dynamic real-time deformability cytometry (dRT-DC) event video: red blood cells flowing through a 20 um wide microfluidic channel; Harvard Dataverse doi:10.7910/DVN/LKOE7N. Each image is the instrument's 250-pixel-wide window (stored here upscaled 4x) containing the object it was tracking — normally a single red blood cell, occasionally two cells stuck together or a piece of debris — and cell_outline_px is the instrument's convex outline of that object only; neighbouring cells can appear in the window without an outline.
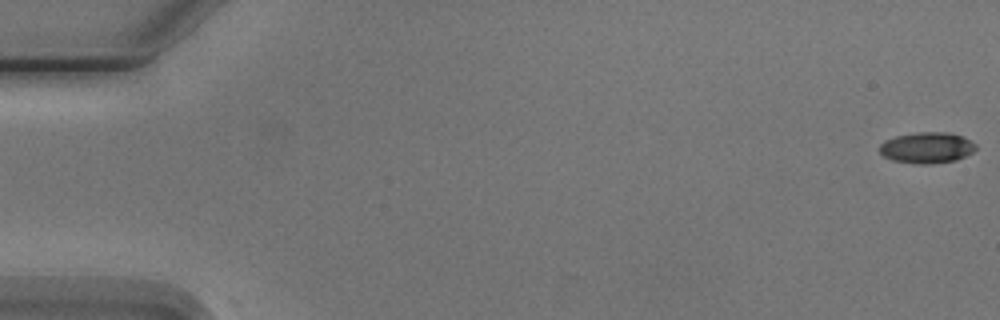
{"species": "Egyptian fruit bat (a non-hibernating species)", "species_latin": "Rousettus aegyptiacus", "temperature_condition": "cold", "stored_images_in_passage": 5, "camera_frame_rate_fps": 3000, "um_per_image_px": 0.085, "animal": {"sex": "male"}, "frame": {"image": 1, "passage_image": 1, "time_ms": 0.0, "image_size_px": [1000, 320], "cell_outline_px": [[976, 148], [972, 152], [956, 160], [932, 164], [920, 164], [892, 160], [884, 156], [880, 152], [880, 144], [884, 140], [896, 136], [916, 132], [948, 132], [960, 136], [976, 144]], "centroid_in_image_um": [78.76, 12.55], "position_along_channel_um": 6.2, "area_um2": 17.28}}
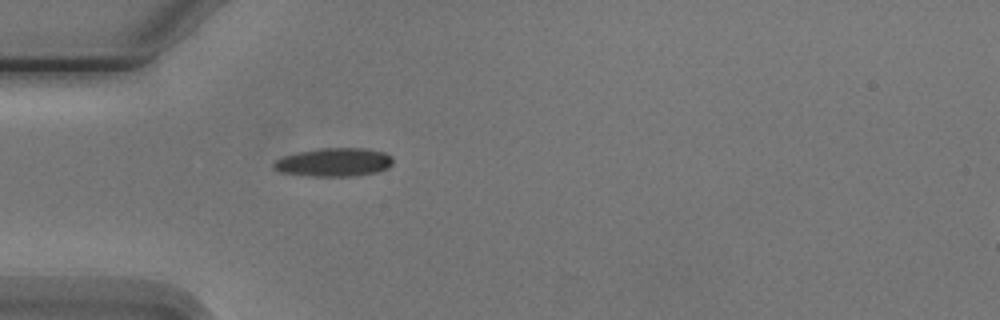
{"frame": {"image": 2, "passage_image": 5, "time_ms": 5.333, "image_size_px": [1000, 320], "cell_outline_px": [[392, 164], [388, 168], [376, 172], [348, 176], [312, 176], [280, 172], [272, 168], [272, 164], [276, 160], [284, 156], [296, 152], [320, 148], [364, 148], [384, 152], [392, 156]], "centroid_in_image_um": [28.37, 13.78], "position_along_channel_um": 56.6, "area_um2": 19.77}}